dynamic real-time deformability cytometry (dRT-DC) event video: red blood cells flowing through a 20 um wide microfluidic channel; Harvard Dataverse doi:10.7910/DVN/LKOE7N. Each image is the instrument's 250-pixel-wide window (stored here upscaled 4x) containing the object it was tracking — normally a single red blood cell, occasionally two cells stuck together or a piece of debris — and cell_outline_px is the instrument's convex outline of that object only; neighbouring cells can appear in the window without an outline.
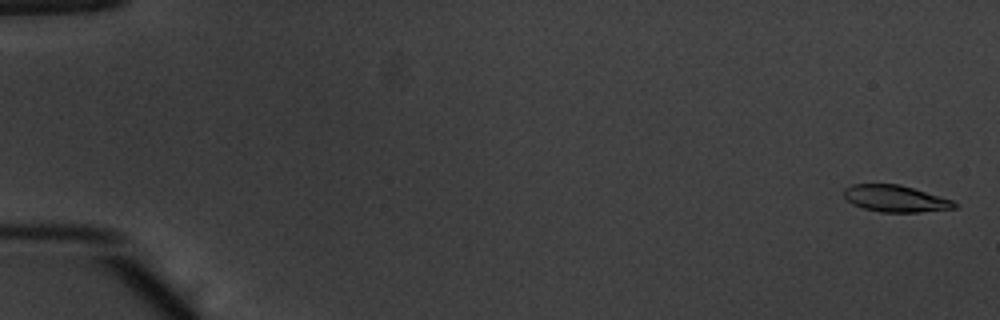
{"species": "common noctule bat (a hibernating species)", "species_latin": "Nyctalus noctula", "temperature_condition": "warm", "stored_images_in_passage": 55, "segment_of_instrument_passage": [1, 2], "camera_frame_rate_fps": 3000, "um_per_image_px": 0.085, "animal": {"sex": "male", "body_mass_g": 20.1, "forearm_length_mm": 53.5}, "frame": {"image": 1, "passage_image": 2, "time_ms": 0.333, "image_size_px": [1000, 320], "cell_outline_px": [[956, 208], [920, 212], [880, 212], [864, 208], [852, 204], [844, 196], [844, 188], [852, 184], [900, 184], [952, 200], [956, 204]], "centroid_in_image_um": [76.08, 16.88], "position_along_channel_um": 8.9, "area_um2": 17.05}}
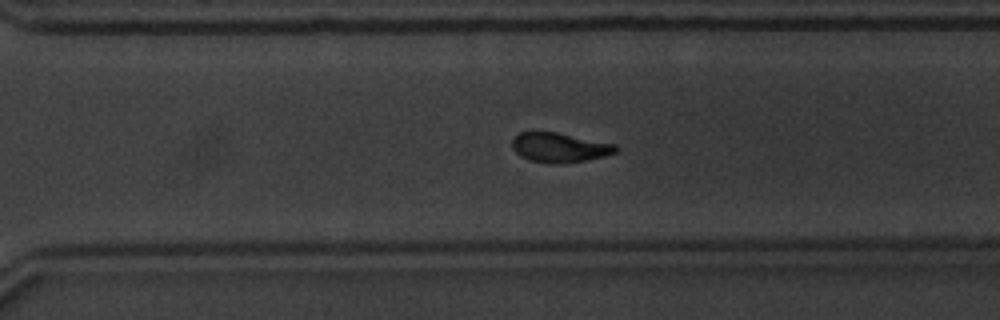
{"frame": {"image": 2, "passage_image": 39, "time_ms": 12.667, "image_size_px": [1000, 320], "cell_outline_px": [[620, 148], [616, 152], [604, 156], [588, 160], [560, 164], [552, 164], [528, 160], [520, 156], [512, 148], [512, 140], [520, 132], [556, 132], [616, 144]], "centroid_in_image_um": [47.57, 12.55], "position_along_channel_um": 323.0, "area_um2": 17.98}}
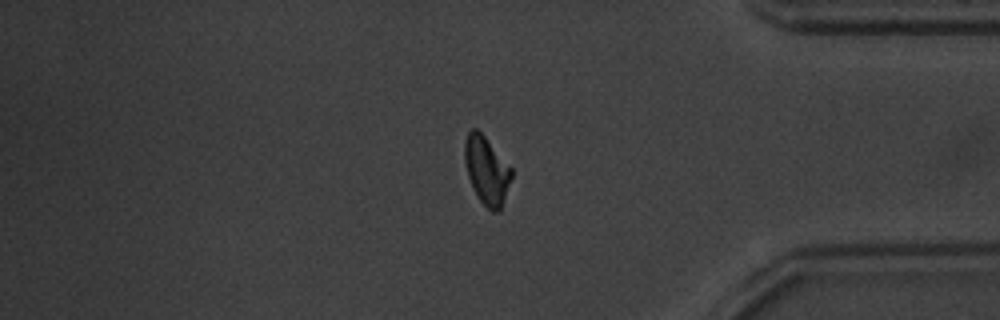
{"frame": {"image": 3, "passage_image": 46, "time_ms": 15.0, "image_size_px": [1000, 320], "cell_outline_px": [[512, 176], [504, 200], [500, 208], [496, 212], [492, 212], [476, 196], [472, 188], [468, 176], [464, 160], [464, 140], [468, 132], [472, 128], [476, 128], [484, 136], [512, 168]], "centroid_in_image_um": [41.34, 14.47], "position_along_channel_um": 393.9, "area_um2": 18.44}}